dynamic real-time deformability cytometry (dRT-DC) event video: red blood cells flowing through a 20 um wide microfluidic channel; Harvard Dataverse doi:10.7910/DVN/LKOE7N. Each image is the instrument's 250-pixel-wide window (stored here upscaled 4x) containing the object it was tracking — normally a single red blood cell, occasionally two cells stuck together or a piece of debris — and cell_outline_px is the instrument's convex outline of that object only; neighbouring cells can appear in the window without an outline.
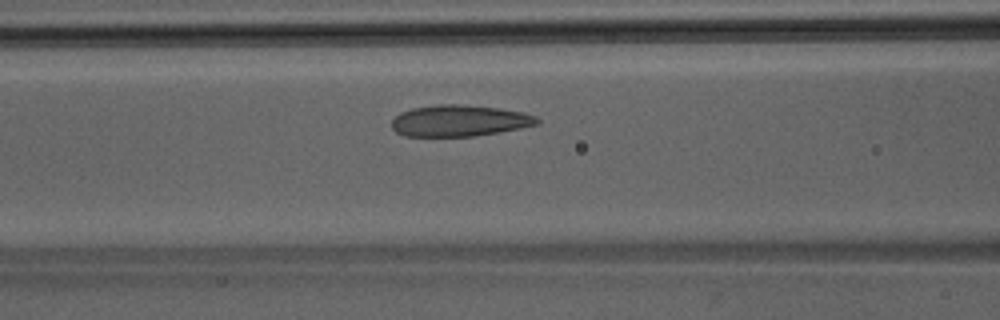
{"species": "Egyptian fruit bat (a non-hibernating species)", "species_latin": "Rousettus aegyptiacus", "temperature_condition": "room temperature", "stored_images_in_passage": 37, "camera_frame_rate_fps": 3000, "um_per_image_px": 0.085, "animal": {"sex": "male"}, "frame": {"image": 1, "passage_image": 11, "time_ms": 3.333, "image_size_px": [1000, 320], "cell_outline_px": [[540, 120], [536, 124], [520, 128], [500, 132], [472, 136], [404, 136], [396, 132], [392, 128], [392, 120], [400, 112], [412, 108], [440, 104], [456, 104], [500, 108], [524, 112], [536, 116]], "centroid_in_image_um": [39.04, 10.26], "position_along_channel_um": 127.6, "area_um2": 26.53}}
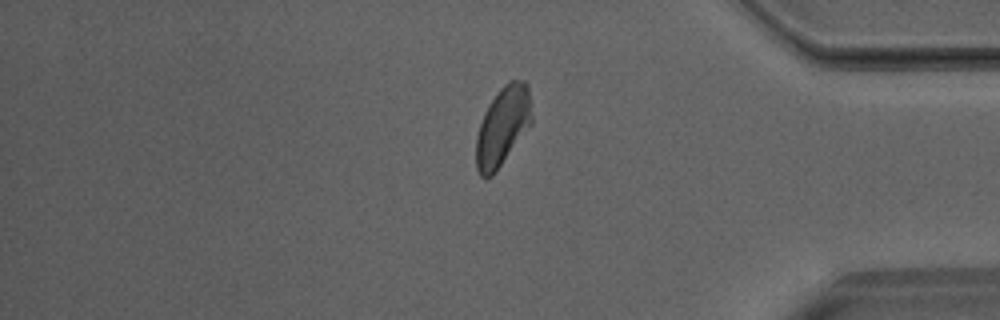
{"frame": {"image": 2, "passage_image": 30, "time_ms": 9.667, "image_size_px": [1000, 320], "cell_outline_px": [[532, 124], [496, 172], [492, 176], [480, 176], [476, 168], [476, 136], [484, 112], [500, 88], [504, 84], [512, 80], [524, 80], [528, 84], [532, 116]], "centroid_in_image_um": [42.74, 10.73], "position_along_channel_um": 392.5, "area_um2": 25.61}}
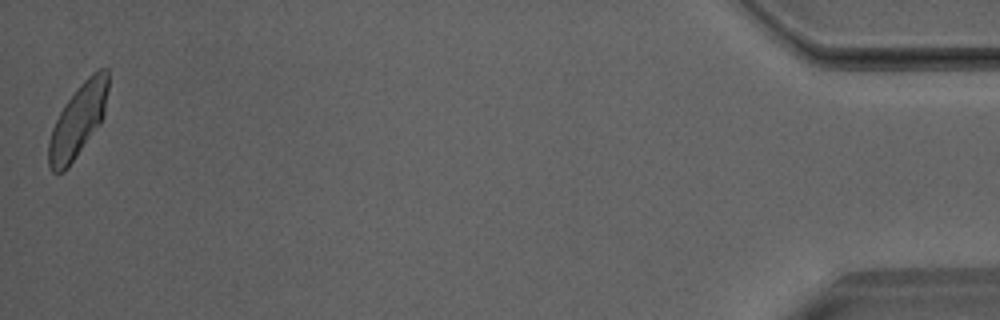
{"frame": {"image": 3, "passage_image": 37, "time_ms": 12.0, "image_size_px": [1000, 320], "cell_outline_px": [[108, 88], [104, 116], [100, 124], [68, 168], [64, 172], [52, 172], [48, 164], [48, 140], [52, 128], [64, 104], [80, 84], [92, 72], [100, 68], [108, 68]], "centroid_in_image_um": [6.63, 10.25], "position_along_channel_um": 428.6, "area_um2": 25.32}}